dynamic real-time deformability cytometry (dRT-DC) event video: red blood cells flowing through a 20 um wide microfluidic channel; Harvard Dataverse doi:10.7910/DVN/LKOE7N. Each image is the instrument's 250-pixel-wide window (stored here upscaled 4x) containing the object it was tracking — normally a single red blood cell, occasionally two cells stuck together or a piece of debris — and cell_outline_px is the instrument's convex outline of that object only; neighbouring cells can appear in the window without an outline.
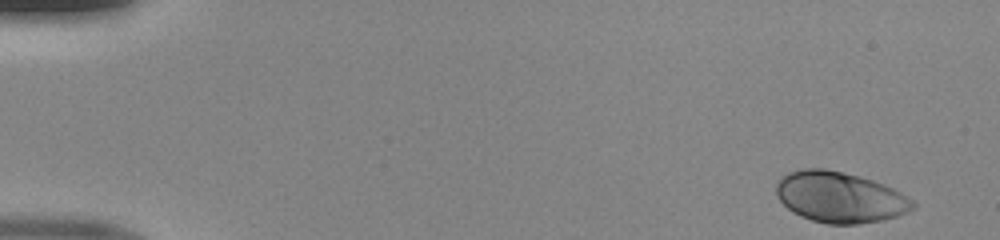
{"species": "human", "species_latin": "Homo sapiens", "temperature_condition": "room temperature", "stored_images_in_passage": 47, "camera_frame_rate_fps": 3000, "um_per_image_px": 0.085, "donor": {"sex": "male"}, "frame": {"image": 1, "passage_image": 1, "time_ms": 0.0, "image_size_px": [1000, 240], "cell_outline_px": [[916, 208], [908, 212], [896, 216], [880, 220], [860, 224], [828, 224], [812, 220], [800, 216], [792, 212], [776, 196], [776, 184], [780, 176], [788, 172], [804, 168], [824, 168], [860, 176], [884, 184], [900, 192], [912, 200], [916, 204]], "centroid_in_image_um": [71.37, 16.75], "position_along_channel_um": 13.6, "area_um2": 40.58}}
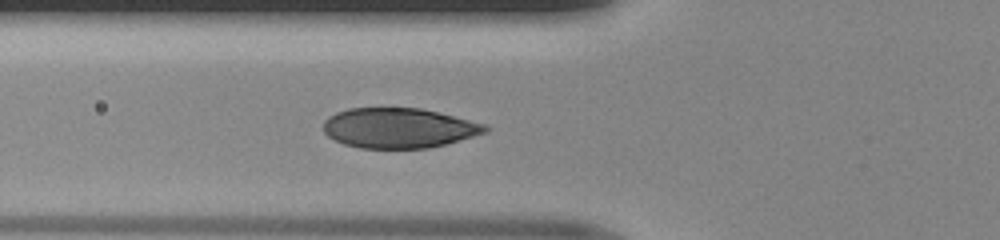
{"frame": {"image": 2, "passage_image": 17, "time_ms": 5.333, "image_size_px": [1000, 240], "cell_outline_px": [[492, 128], [488, 132], [444, 144], [428, 148], [360, 148], [344, 144], [328, 136], [324, 132], [324, 120], [328, 116], [336, 112], [348, 108], [420, 108], [484, 124]], "centroid_in_image_um": [33.87, 10.88], "position_along_channel_um": 91.9, "area_um2": 37.51}}
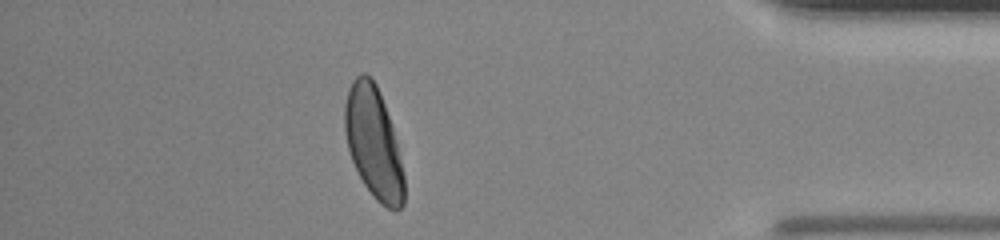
{"frame": {"image": 3, "passage_image": 42, "time_ms": 13.667, "image_size_px": [1000, 240], "cell_outline_px": [[404, 204], [400, 208], [388, 208], [380, 204], [372, 196], [364, 184], [352, 160], [348, 148], [344, 128], [344, 104], [348, 88], [352, 80], [360, 72], [364, 72], [372, 76], [380, 92], [392, 124], [404, 176]], "centroid_in_image_um": [31.73, 12.07], "position_along_channel_um": 403.5, "area_um2": 38.61}}